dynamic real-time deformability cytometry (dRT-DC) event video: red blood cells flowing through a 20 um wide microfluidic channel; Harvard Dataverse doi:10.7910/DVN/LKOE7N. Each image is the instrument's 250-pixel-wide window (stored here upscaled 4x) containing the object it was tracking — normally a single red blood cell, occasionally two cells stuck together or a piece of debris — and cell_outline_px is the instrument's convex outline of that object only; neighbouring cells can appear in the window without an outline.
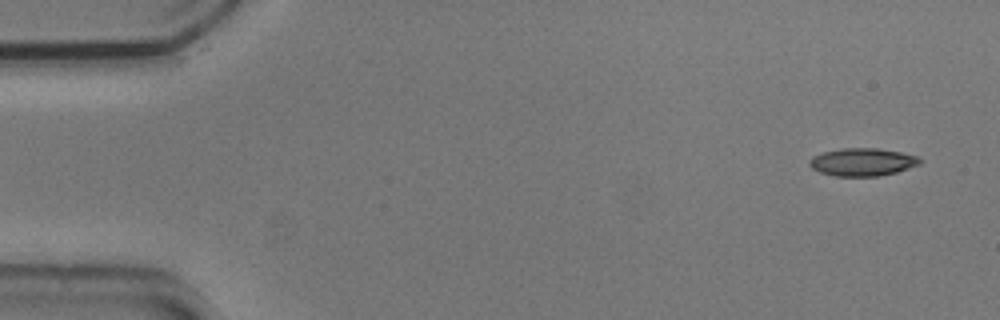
{"species": "common noctule bat (a hibernating species)", "species_latin": "Nyctalus noctula", "temperature_condition": "cold", "stored_images_in_passage": 52, "camera_frame_rate_fps": 3000, "um_per_image_px": 0.085, "animal": {"sex": "male", "body_mass_g": 20.5, "forearm_length_mm": 52.5}, "frame": {"image": 1, "passage_image": 1, "time_ms": 0.0, "image_size_px": [1000, 320], "cell_outline_px": [[924, 160], [920, 164], [896, 172], [876, 176], [832, 176], [820, 172], [812, 168], [808, 164], [808, 160], [812, 156], [824, 152], [840, 148], [876, 148], [900, 152], [920, 156]], "centroid_in_image_um": [73.31, 13.77], "position_along_channel_um": 11.7, "area_um2": 18.03}}
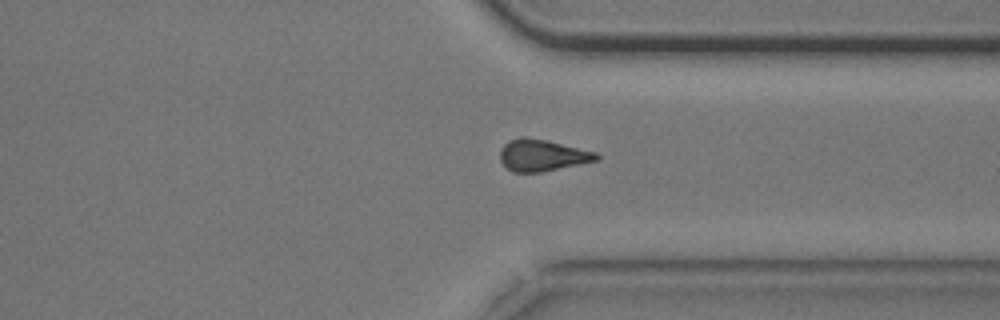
{"frame": {"image": 2, "passage_image": 39, "time_ms": 12.667, "image_size_px": [1000, 320], "cell_outline_px": [[600, 160], [540, 172], [512, 172], [500, 160], [500, 148], [508, 140], [520, 136], [524, 136], [548, 140], [596, 152], [600, 156]], "centroid_in_image_um": [46.08, 13.18], "position_along_channel_um": 365.3, "area_um2": 17.92}}
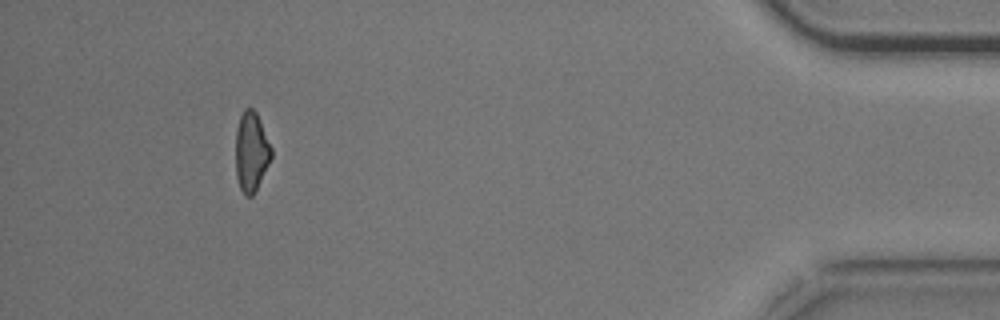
{"frame": {"image": 3, "passage_image": 48, "time_ms": 15.667, "image_size_px": [1000, 320], "cell_outline_px": [[272, 156], [256, 192], [252, 196], [244, 196], [240, 188], [236, 176], [236, 128], [240, 116], [244, 108], [252, 108], [256, 112], [272, 148]], "centroid_in_image_um": [21.36, 12.92], "position_along_channel_um": 413.8, "area_um2": 16.65}, "authors_computed_cell_mechanics": {"area_um2": 17.918, "velocity_mm_per_s": 3.7317, "shape_relaxation_time_tau1_ms": 4.3128, "shape_relaxation_time_tau2_ms": 8.3075, "deformation_change_tau1": 0.1131, "deformation_change_tau2": 0.1806}}